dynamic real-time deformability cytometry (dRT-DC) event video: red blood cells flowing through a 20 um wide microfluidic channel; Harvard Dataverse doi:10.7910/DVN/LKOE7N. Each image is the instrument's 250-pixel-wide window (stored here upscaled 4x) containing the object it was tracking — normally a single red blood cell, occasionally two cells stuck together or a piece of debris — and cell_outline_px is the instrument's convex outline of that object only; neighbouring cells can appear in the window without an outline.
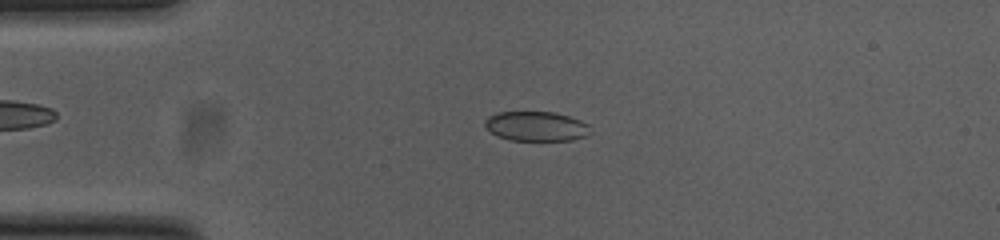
{"species": "common noctule bat (a hibernating species)", "species_latin": "Nyctalus noctula", "temperature_condition": "cold", "stored_images_in_passage": 52, "camera_frame_rate_fps": 3000, "um_per_image_px": 0.085, "animal": {"sex": "female", "body_mass_g": 23.0, "forearm_length_mm": 53.4}, "frame": {"image": 1, "passage_image": 11, "time_ms": 3.333, "image_size_px": [1000, 240], "cell_outline_px": [[592, 132], [584, 136], [572, 140], [508, 140], [496, 136], [484, 124], [484, 120], [488, 116], [496, 112], [552, 112], [568, 116], [580, 120], [588, 124]], "centroid_in_image_um": [45.56, 10.73], "position_along_channel_um": 39.4, "area_um2": 18.21}}
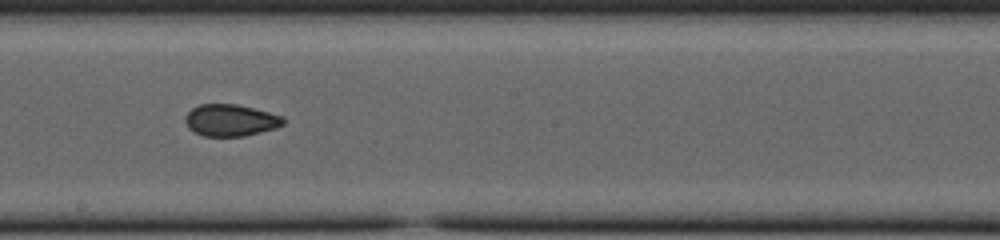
{"frame": {"image": 2, "passage_image": 28, "time_ms": 9.0, "image_size_px": [1000, 240], "cell_outline_px": [[284, 124], [276, 128], [244, 136], [204, 136], [188, 128], [184, 120], [184, 116], [192, 108], [200, 104], [236, 104], [284, 116]], "centroid_in_image_um": [19.59, 10.22], "position_along_channel_um": 228.6, "area_um2": 18.15}}
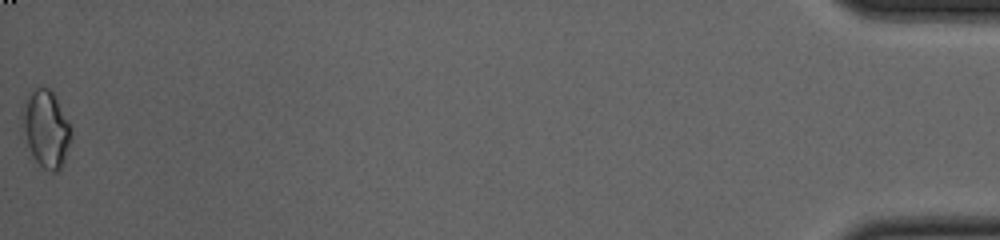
{"frame": {"image": 3, "passage_image": 52, "time_ms": 17.0, "image_size_px": [1000, 240], "cell_outline_px": [[72, 140], [60, 172], [52, 172], [44, 168], [36, 160], [20, 136], [20, 112], [24, 100], [36, 88], [48, 88], [56, 96], [72, 128]], "centroid_in_image_um": [3.88, 10.97], "position_along_channel_um": 431.3, "area_um2": 22.77}, "authors_computed_cell_mechanics": {"area_um2": 18.8717, "velocity_mm_per_s": 3.8122, "shape_relaxation_time_tau1_ms": null, "shape_relaxation_time_tau2_ms": 2.1484, "deformation_change_tau1": null, "deformation_change_tau2": 0.0646}}